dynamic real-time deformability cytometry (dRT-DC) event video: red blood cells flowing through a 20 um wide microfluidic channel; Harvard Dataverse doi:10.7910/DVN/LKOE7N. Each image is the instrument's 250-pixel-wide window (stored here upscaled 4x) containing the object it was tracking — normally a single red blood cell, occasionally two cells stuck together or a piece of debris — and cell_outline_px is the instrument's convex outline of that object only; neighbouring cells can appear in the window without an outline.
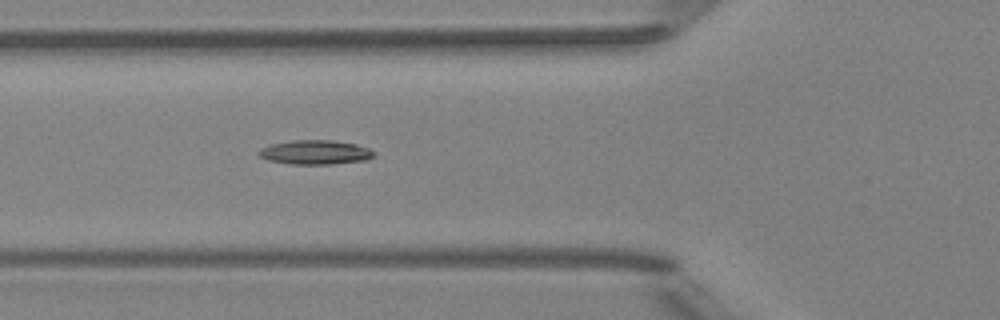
{"species": "Egyptian fruit bat (a non-hibernating species)", "species_latin": "Rousettus aegyptiacus", "temperature_condition": "room temperature", "stored_images_in_passage": 6, "camera_frame_rate_fps": 3000, "um_per_image_px": 0.085, "animal": {"sex": "female"}, "frame": {"image": 1, "passage_image": 6, "time_ms": 5.667, "image_size_px": [1000, 320], "cell_outline_px": [[376, 156], [368, 160], [332, 164], [292, 164], [268, 160], [260, 156], [256, 152], [260, 148], [272, 144], [296, 140], [332, 140], [356, 144], [368, 148], [376, 152]], "centroid_in_image_um": [26.84, 12.95], "position_along_channel_um": 99.0, "area_um2": 16.36}}